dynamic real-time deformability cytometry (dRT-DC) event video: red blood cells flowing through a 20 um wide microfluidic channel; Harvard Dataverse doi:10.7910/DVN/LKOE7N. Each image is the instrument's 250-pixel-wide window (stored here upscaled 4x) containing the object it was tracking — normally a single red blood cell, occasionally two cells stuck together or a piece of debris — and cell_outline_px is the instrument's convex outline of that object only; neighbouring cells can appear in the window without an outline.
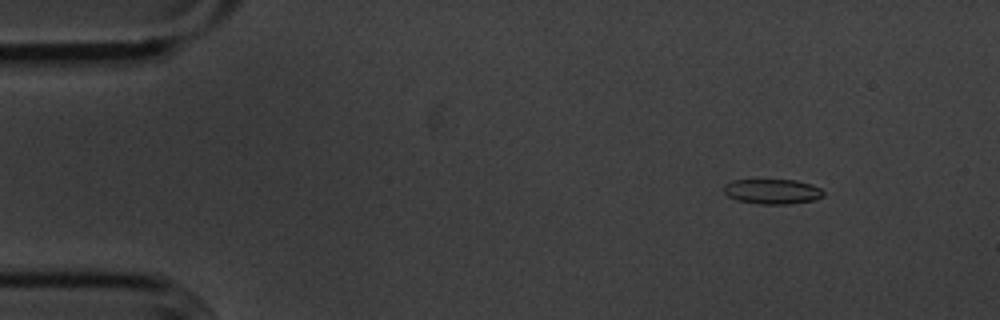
{"species": "common noctule bat (a hibernating species)", "species_latin": "Nyctalus noctula", "temperature_condition": "cold", "stored_images_in_passage": 11, "camera_frame_rate_fps": 3000, "um_per_image_px": 0.085, "animal": {"sex": "male", "body_mass_g": 20.1, "forearm_length_mm": 53.5}, "frame": {"image": 1, "passage_image": 2, "time_ms": 0.333, "image_size_px": [1000, 320], "cell_outline_px": [[824, 196], [816, 200], [788, 204], [760, 204], [736, 200], [728, 196], [724, 192], [724, 184], [732, 180], [796, 180], [812, 184], [820, 188], [824, 192]], "centroid_in_image_um": [65.67, 16.28], "position_along_channel_um": 19.3, "area_um2": 14.62}}